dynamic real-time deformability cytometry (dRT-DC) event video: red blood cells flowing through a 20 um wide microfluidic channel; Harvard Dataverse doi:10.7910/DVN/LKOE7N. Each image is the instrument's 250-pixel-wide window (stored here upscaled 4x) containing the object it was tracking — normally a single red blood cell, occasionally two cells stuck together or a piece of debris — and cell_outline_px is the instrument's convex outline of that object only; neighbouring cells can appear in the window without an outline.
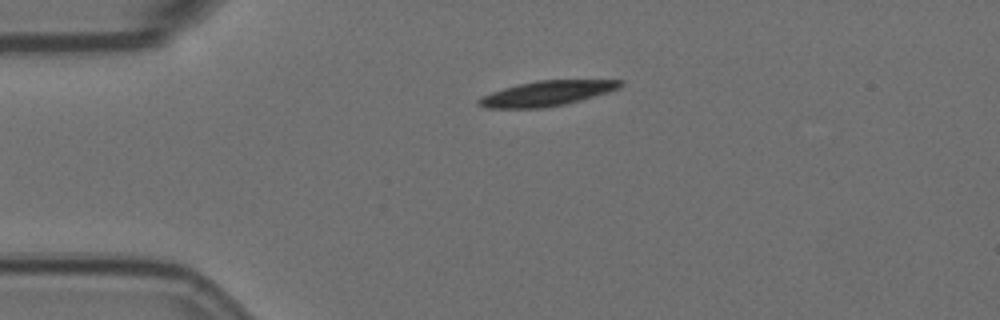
{"species": "Egyptian fruit bat (a non-hibernating species)", "species_latin": "Rousettus aegyptiacus", "temperature_condition": "room temperature", "stored_images_in_passage": 12, "camera_frame_rate_fps": 3000, "um_per_image_px": 0.085, "animal": {"sex": "female"}, "frame": {"image": 1, "passage_image": 1, "time_ms": 0.0, "image_size_px": [1000, 320], "cell_outline_px": [[624, 84], [620, 88], [608, 92], [580, 100], [564, 104], [544, 108], [484, 108], [476, 104], [476, 100], [480, 96], [516, 84], [536, 80], [624, 80]], "centroid_in_image_um": [46.44, 7.94], "position_along_channel_um": 38.6, "area_um2": 20.81}}
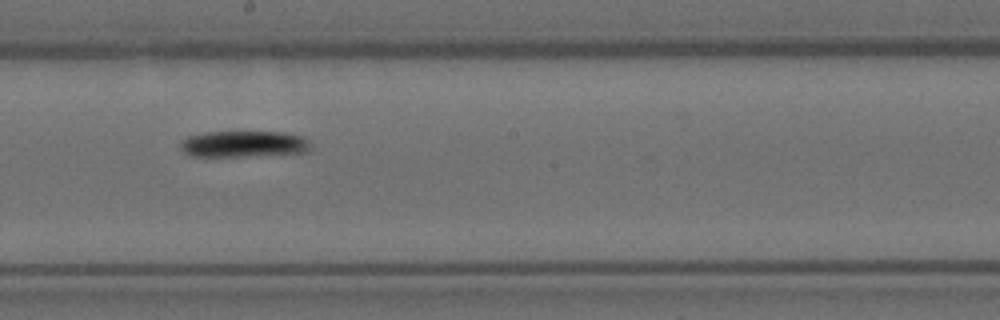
{"frame": {"image": 2, "passage_image": 6, "time_ms": 1.667, "image_size_px": [1000, 320], "cell_outline_px": [[308, 148], [304, 152], [244, 156], [192, 156], [184, 152], [180, 148], [180, 144], [188, 136], [204, 132], [284, 132], [300, 136], [308, 140]], "centroid_in_image_um": [20.65, 12.23], "position_along_channel_um": 227.6, "area_um2": 19.59}}
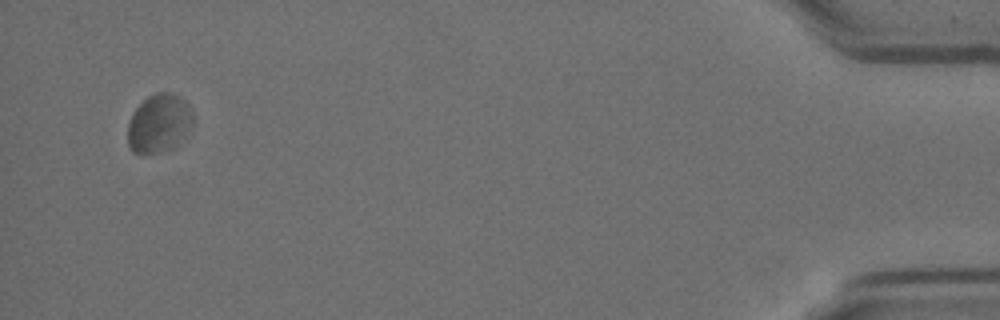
{"frame": {"image": 3, "passage_image": 12, "time_ms": 3.667, "image_size_px": [1000, 320], "cell_outline_px": [[192, 124], [176, 144], [172, 148], [160, 152], [132, 152], [128, 144], [128, 124], [136, 108], [148, 96], [156, 92], [172, 92], [180, 96], [188, 104], [192, 112]], "centroid_in_image_um": [13.51, 10.45], "position_along_channel_um": 421.7, "area_um2": 21.79}}